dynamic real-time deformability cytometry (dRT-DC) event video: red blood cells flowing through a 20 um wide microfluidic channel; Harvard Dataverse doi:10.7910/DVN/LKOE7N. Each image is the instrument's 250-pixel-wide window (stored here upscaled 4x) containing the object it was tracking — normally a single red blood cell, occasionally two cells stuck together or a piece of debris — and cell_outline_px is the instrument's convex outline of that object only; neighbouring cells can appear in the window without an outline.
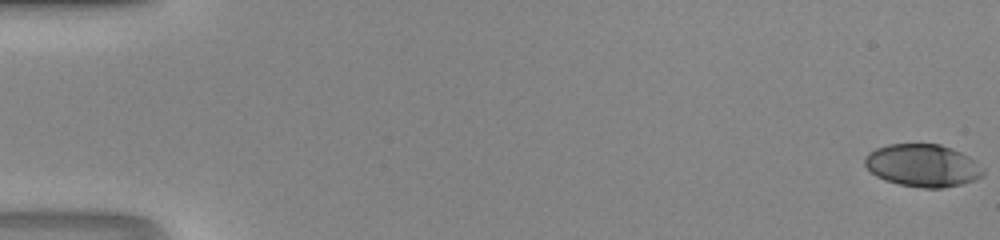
{"species": "human", "species_latin": "Homo sapiens", "temperature_condition": "room temperature", "stored_images_in_passage": 48, "camera_frame_rate_fps": 3000, "um_per_image_px": 0.085, "donor": {"sex": "male"}, "frame": {"image": 1, "passage_image": 1, "time_ms": 0.0, "image_size_px": [1000, 240], "cell_outline_px": [[984, 176], [976, 180], [944, 188], [924, 188], [900, 184], [884, 180], [876, 176], [864, 164], [864, 160], [868, 152], [876, 148], [888, 144], [940, 144], [952, 148], [968, 156], [984, 168]], "centroid_in_image_um": [78.44, 14.06], "position_along_channel_um": 6.6, "area_um2": 29.42}}
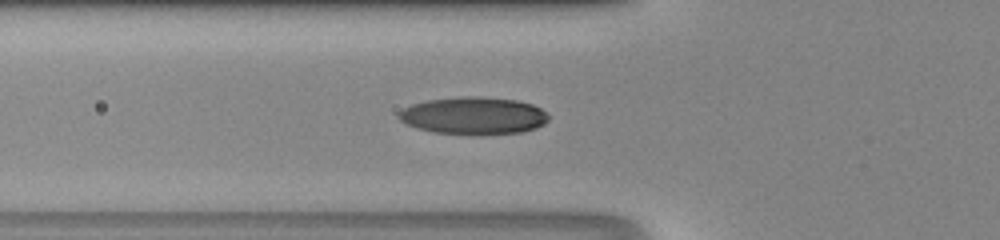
{"frame": {"image": 2, "passage_image": 19, "time_ms": 6.0, "image_size_px": [1000, 240], "cell_outline_px": [[548, 120], [544, 124], [536, 128], [520, 132], [480, 136], [432, 132], [416, 128], [400, 120], [396, 116], [404, 108], [412, 104], [428, 100], [460, 96], [480, 96], [516, 100], [532, 104], [540, 108], [548, 116]], "centroid_in_image_um": [40.25, 9.85], "position_along_channel_um": 85.6, "area_um2": 33.0}}
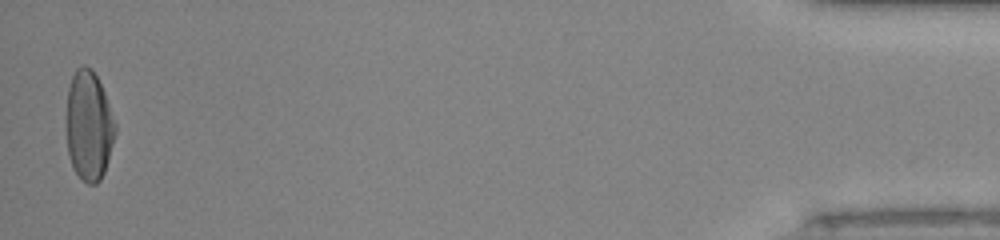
{"frame": {"image": 3, "passage_image": 48, "time_ms": 15.667, "image_size_px": [1000, 240], "cell_outline_px": [[116, 132], [104, 172], [100, 180], [96, 184], [88, 184], [72, 168], [68, 152], [64, 124], [68, 88], [72, 76], [76, 68], [80, 64], [84, 64], [92, 68], [104, 92], [116, 124]], "centroid_in_image_um": [7.51, 10.65], "position_along_channel_um": 427.7, "area_um2": 31.73}}